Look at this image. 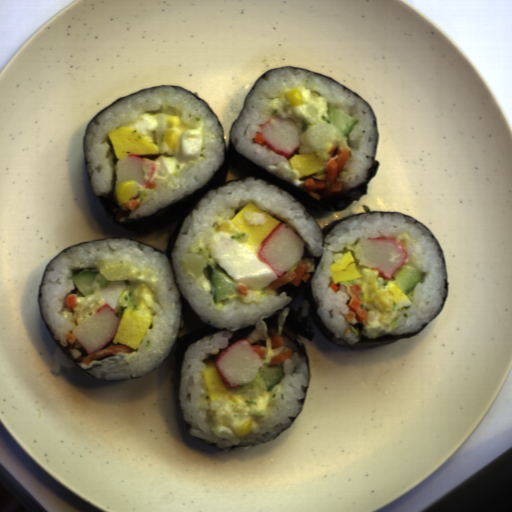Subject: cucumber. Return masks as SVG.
Instances as JSON below:
<instances>
[{"label": "cucumber", "mask_w": 512, "mask_h": 512, "mask_svg": "<svg viewBox=\"0 0 512 512\" xmlns=\"http://www.w3.org/2000/svg\"><path fill=\"white\" fill-rule=\"evenodd\" d=\"M284 370L276 366L258 367L257 375L253 382L241 384L237 391L245 395L258 394L265 389L271 391L284 377Z\"/></svg>", "instance_id": "obj_1"}, {"label": "cucumber", "mask_w": 512, "mask_h": 512, "mask_svg": "<svg viewBox=\"0 0 512 512\" xmlns=\"http://www.w3.org/2000/svg\"><path fill=\"white\" fill-rule=\"evenodd\" d=\"M209 279L214 288L215 303H220L225 299L237 294L240 286L225 270L224 267L217 264H209Z\"/></svg>", "instance_id": "obj_2"}, {"label": "cucumber", "mask_w": 512, "mask_h": 512, "mask_svg": "<svg viewBox=\"0 0 512 512\" xmlns=\"http://www.w3.org/2000/svg\"><path fill=\"white\" fill-rule=\"evenodd\" d=\"M69 278L73 279L74 284L84 297L95 293V287L92 285L93 281L99 284L100 290L110 285L109 280L101 273V269L95 267L85 268Z\"/></svg>", "instance_id": "obj_3"}, {"label": "cucumber", "mask_w": 512, "mask_h": 512, "mask_svg": "<svg viewBox=\"0 0 512 512\" xmlns=\"http://www.w3.org/2000/svg\"><path fill=\"white\" fill-rule=\"evenodd\" d=\"M392 275L396 285L406 295L413 291L423 277V273L418 268L409 264H402Z\"/></svg>", "instance_id": "obj_4"}, {"label": "cucumber", "mask_w": 512, "mask_h": 512, "mask_svg": "<svg viewBox=\"0 0 512 512\" xmlns=\"http://www.w3.org/2000/svg\"><path fill=\"white\" fill-rule=\"evenodd\" d=\"M321 117L345 135L349 134L360 121L354 119L351 115L336 106L327 108L324 115H321Z\"/></svg>", "instance_id": "obj_5"}, {"label": "cucumber", "mask_w": 512, "mask_h": 512, "mask_svg": "<svg viewBox=\"0 0 512 512\" xmlns=\"http://www.w3.org/2000/svg\"><path fill=\"white\" fill-rule=\"evenodd\" d=\"M183 261L189 270L193 271L196 277H201L207 266L206 258L201 253L183 254Z\"/></svg>", "instance_id": "obj_6"}, {"label": "cucumber", "mask_w": 512, "mask_h": 512, "mask_svg": "<svg viewBox=\"0 0 512 512\" xmlns=\"http://www.w3.org/2000/svg\"><path fill=\"white\" fill-rule=\"evenodd\" d=\"M247 236L248 235L246 233L231 234L230 239H232V240H240V239H244Z\"/></svg>", "instance_id": "obj_7"}]
</instances>
